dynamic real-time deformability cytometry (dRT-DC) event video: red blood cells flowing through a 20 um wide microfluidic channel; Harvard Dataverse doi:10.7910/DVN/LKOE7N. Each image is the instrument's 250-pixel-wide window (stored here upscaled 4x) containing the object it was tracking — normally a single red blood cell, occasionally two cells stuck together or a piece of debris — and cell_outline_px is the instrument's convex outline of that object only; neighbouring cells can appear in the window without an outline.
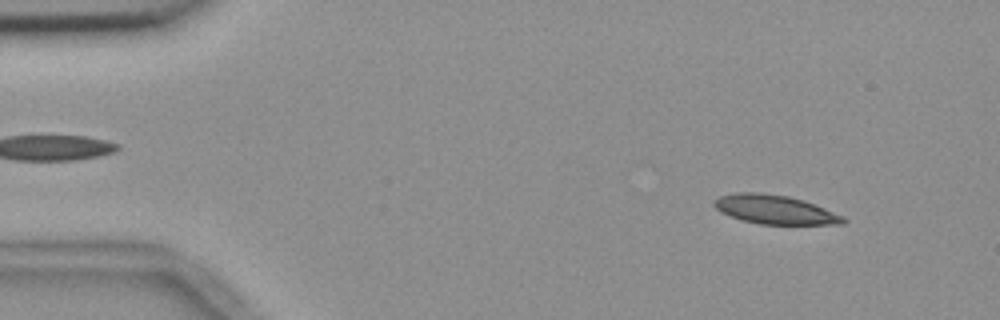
{"species": "common noctule bat (a hibernating species)", "species_latin": "Nyctalus noctula", "temperature_condition": "room temperature", "stored_images_in_passage": 20, "camera_frame_rate_fps": 3000, "um_per_image_px": 0.085, "animal": {"sex": "female", "body_mass_g": 18.4}, "frame": {"image": 1, "passage_image": 6, "time_ms": 1.667, "image_size_px": [1000, 320], "cell_outline_px": [[848, 220], [844, 224], [760, 224], [744, 220], [720, 212], [712, 204], [712, 200], [720, 196], [736, 192], [760, 192], [788, 196], [804, 200], [844, 216]], "centroid_in_image_um": [65.86, 17.8], "position_along_channel_um": 19.1, "area_um2": 21.79}}
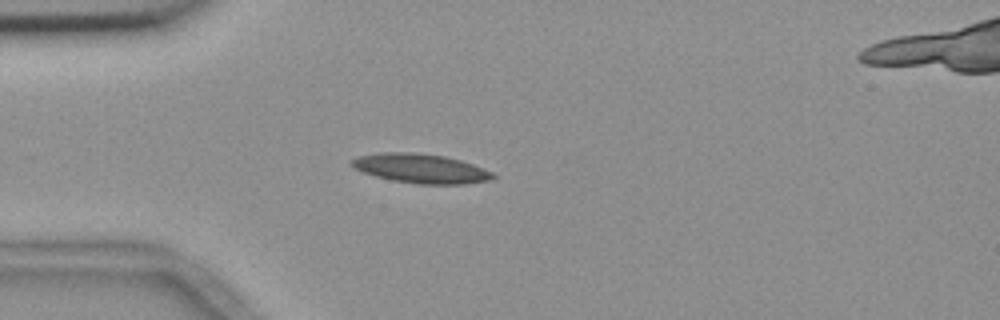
{"frame": {"image": 2, "passage_image": 15, "time_ms": 4.667, "image_size_px": [1000, 320], "cell_outline_px": [[496, 176], [492, 180], [464, 184], [416, 184], [392, 180], [376, 176], [364, 172], [348, 164], [356, 156], [380, 152], [412, 152], [444, 156], [460, 160], [472, 164], [492, 172]], "centroid_in_image_um": [35.76, 14.32], "position_along_channel_um": 49.2, "area_um2": 24.1}}